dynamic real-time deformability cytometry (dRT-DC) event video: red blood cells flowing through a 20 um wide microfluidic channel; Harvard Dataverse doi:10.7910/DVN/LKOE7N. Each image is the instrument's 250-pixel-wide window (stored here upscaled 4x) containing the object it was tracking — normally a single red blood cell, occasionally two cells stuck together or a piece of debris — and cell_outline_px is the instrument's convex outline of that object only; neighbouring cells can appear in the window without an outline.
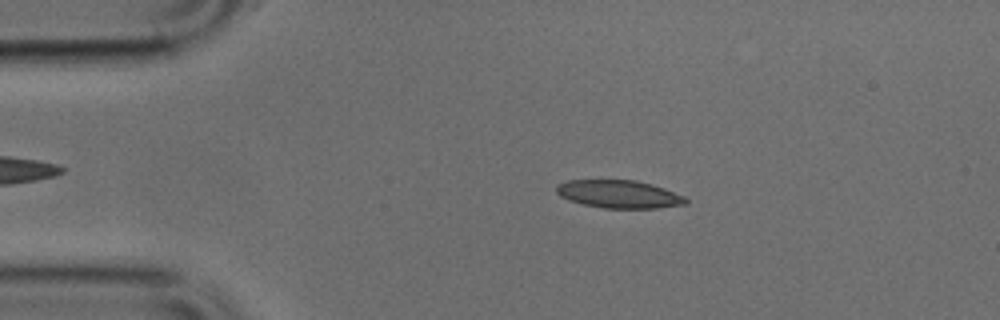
{"species": "common noctule bat (a hibernating species)", "species_latin": "Nyctalus noctula", "temperature_condition": "cold", "stored_images_in_passage": 48, "camera_frame_rate_fps": 3000, "um_per_image_px": 0.085, "animal": {"sex": "male", "body_mass_g": 17.9, "forearm_length_mm": 54.2}, "frame": {"image": 1, "passage_image": 8, "time_ms": 2.333, "image_size_px": [1000, 320], "cell_outline_px": [[688, 204], [656, 208], [604, 208], [584, 204], [568, 200], [560, 196], [556, 192], [556, 184], [568, 180], [636, 180], [652, 184], [664, 188], [684, 196], [688, 200]], "centroid_in_image_um": [52.61, 16.5], "position_along_channel_um": 32.4, "area_um2": 21.1}}
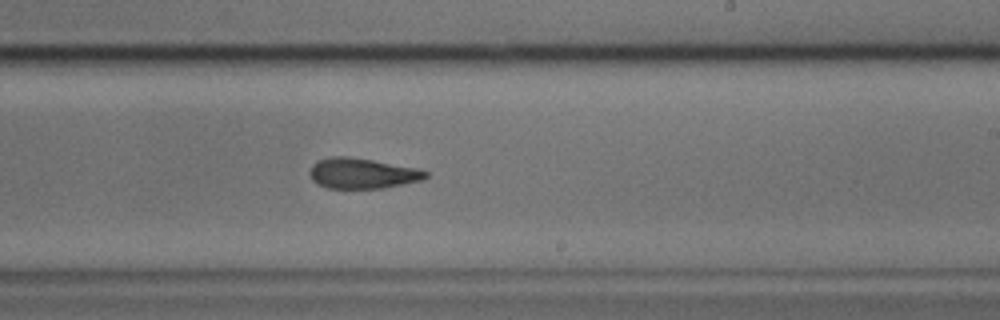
{"frame": {"image": 2, "passage_image": 28, "time_ms": 9.0, "image_size_px": [1000, 320], "cell_outline_px": [[428, 176], [424, 180], [380, 188], [328, 188], [312, 180], [308, 172], [312, 164], [328, 156], [348, 156], [420, 168], [428, 172]], "centroid_in_image_um": [30.81, 14.72], "position_along_channel_um": 258.2, "area_um2": 20.63}}
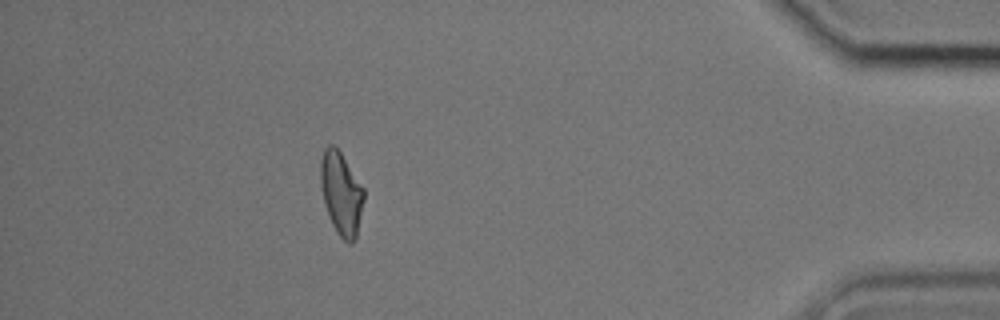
{"frame": {"image": 3, "passage_image": 43, "time_ms": 14.0, "image_size_px": [1000, 320], "cell_outline_px": [[364, 200], [356, 236], [352, 244], [348, 244], [336, 232], [328, 216], [324, 204], [320, 184], [320, 160], [324, 148], [328, 144], [332, 144], [340, 152], [364, 188]], "centroid_in_image_um": [28.98, 16.44], "position_along_channel_um": 406.2, "area_um2": 20.98}}